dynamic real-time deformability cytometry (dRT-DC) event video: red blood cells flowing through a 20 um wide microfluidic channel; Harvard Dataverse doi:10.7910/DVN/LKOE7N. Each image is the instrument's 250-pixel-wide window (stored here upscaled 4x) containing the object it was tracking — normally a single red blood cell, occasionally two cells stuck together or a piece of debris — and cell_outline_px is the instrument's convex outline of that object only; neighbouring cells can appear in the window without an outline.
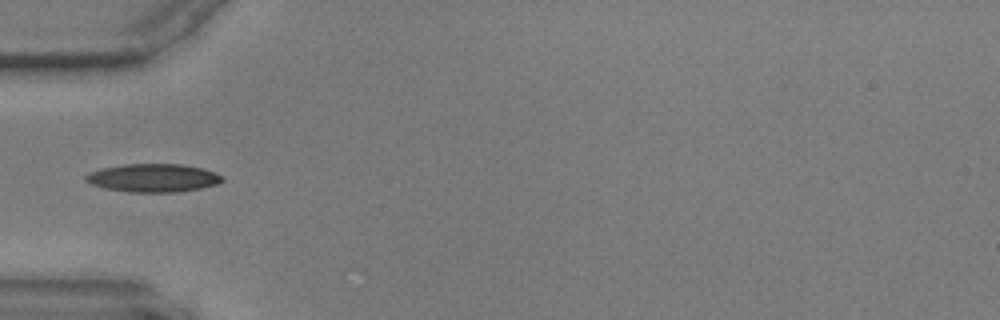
{"species": "common noctule bat (a hibernating species)", "species_latin": "Nyctalus noctula", "temperature_condition": "warm", "stored_images_in_passage": 40, "camera_frame_rate_fps": 3000, "um_per_image_px": 0.085, "animal": {"sex": "male", "body_mass_g": 17.9, "forearm_length_mm": 54.2}, "frame": {"image": 1, "passage_image": 1, "time_ms": 0.0, "image_size_px": [1000, 320], "cell_outline_px": [[224, 180], [216, 184], [200, 188], [176, 192], [128, 192], [104, 188], [92, 184], [84, 180], [84, 176], [88, 172], [100, 168], [124, 164], [180, 164], [204, 168], [216, 172], [224, 176]], "centroid_in_image_um": [13.01, 15.11], "position_along_channel_um": 72.0, "area_um2": 22.66}}
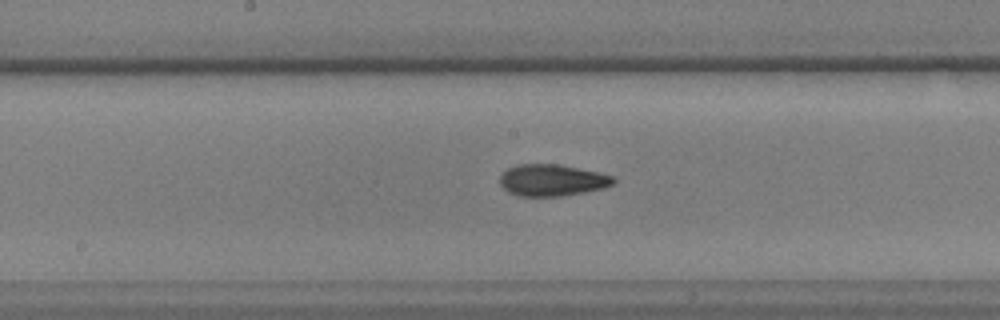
{"frame": {"image": 2, "passage_image": 12, "time_ms": 3.667, "image_size_px": [1000, 320], "cell_outline_px": [[616, 180], [612, 184], [604, 188], [584, 192], [560, 196], [516, 196], [508, 192], [500, 184], [500, 176], [508, 168], [516, 164], [556, 164], [600, 172], [612, 176]], "centroid_in_image_um": [46.91, 15.32], "position_along_channel_um": 201.3, "area_um2": 20.92}}
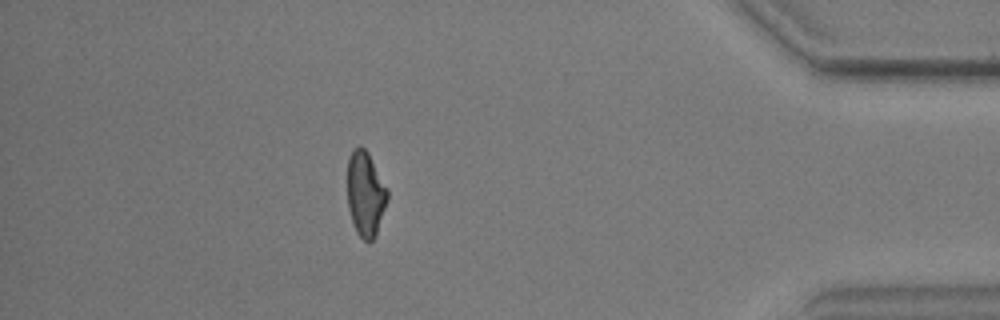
{"frame": {"image": 3, "passage_image": 33, "time_ms": 10.667, "image_size_px": [1000, 320], "cell_outline_px": [[388, 200], [376, 236], [368, 244], [356, 232], [352, 224], [348, 208], [348, 156], [352, 148], [356, 144], [360, 144], [368, 152], [388, 188]], "centroid_in_image_um": [31.07, 16.46], "position_along_channel_um": 404.1, "area_um2": 20.35}}